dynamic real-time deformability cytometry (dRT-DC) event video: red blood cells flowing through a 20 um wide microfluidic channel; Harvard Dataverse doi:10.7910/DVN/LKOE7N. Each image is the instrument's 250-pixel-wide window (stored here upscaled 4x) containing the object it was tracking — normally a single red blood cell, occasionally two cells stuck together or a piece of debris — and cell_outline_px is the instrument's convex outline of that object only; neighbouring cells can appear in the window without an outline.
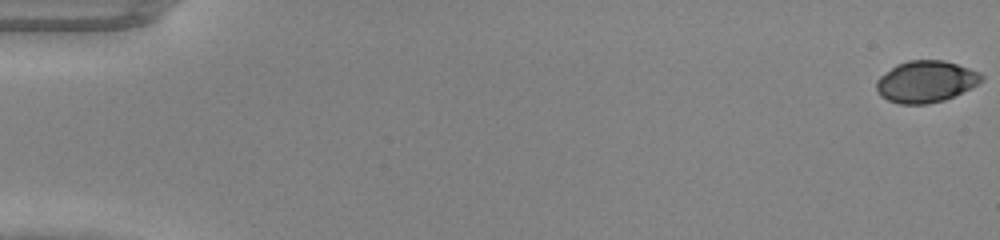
{"species": "common noctule bat (a hibernating species)", "species_latin": "Nyctalus noctula", "temperature_condition": "warm", "stored_images_in_passage": 49, "camera_frame_rate_fps": 3000, "um_per_image_px": 0.085, "animal": {"sex": "male", "body_mass_g": 20.0, "forearm_length_mm": 53.3}, "frame": {"image": 1, "passage_image": 1, "time_ms": 0.0, "image_size_px": [1000, 240], "cell_outline_px": [[984, 80], [944, 100], [928, 104], [900, 104], [888, 100], [880, 96], [876, 88], [876, 80], [880, 76], [896, 64], [908, 60], [944, 60], [980, 72], [984, 76]], "centroid_in_image_um": [78.66, 6.93], "position_along_channel_um": 6.3, "area_um2": 25.37}}
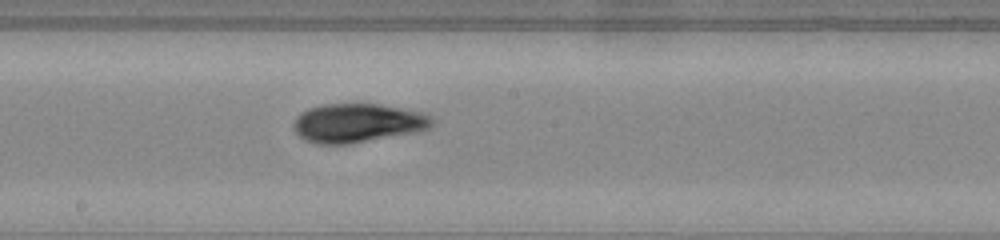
{"frame": {"image": 2, "passage_image": 28, "time_ms": 9.0, "image_size_px": [1000, 240], "cell_outline_px": [[436, 120], [432, 128], [420, 132], [348, 144], [316, 144], [304, 140], [296, 132], [292, 124], [296, 116], [300, 112], [308, 108], [324, 104], [376, 104], [424, 112]], "centroid_in_image_um": [30.43, 10.46], "position_along_channel_um": 217.8, "area_um2": 31.85}}
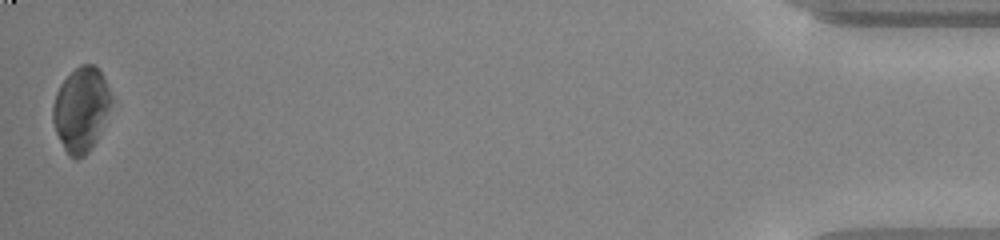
{"frame": {"image": 3, "passage_image": 49, "time_ms": 16.0, "image_size_px": [1000, 240], "cell_outline_px": [[112, 100], [96, 140], [88, 152], [84, 156], [76, 160], [68, 156], [56, 132], [52, 120], [52, 104], [56, 92], [60, 84], [80, 64], [92, 64], [100, 72], [112, 96]], "centroid_in_image_um": [6.85, 9.32], "position_along_channel_um": 428.3, "area_um2": 28.32}}